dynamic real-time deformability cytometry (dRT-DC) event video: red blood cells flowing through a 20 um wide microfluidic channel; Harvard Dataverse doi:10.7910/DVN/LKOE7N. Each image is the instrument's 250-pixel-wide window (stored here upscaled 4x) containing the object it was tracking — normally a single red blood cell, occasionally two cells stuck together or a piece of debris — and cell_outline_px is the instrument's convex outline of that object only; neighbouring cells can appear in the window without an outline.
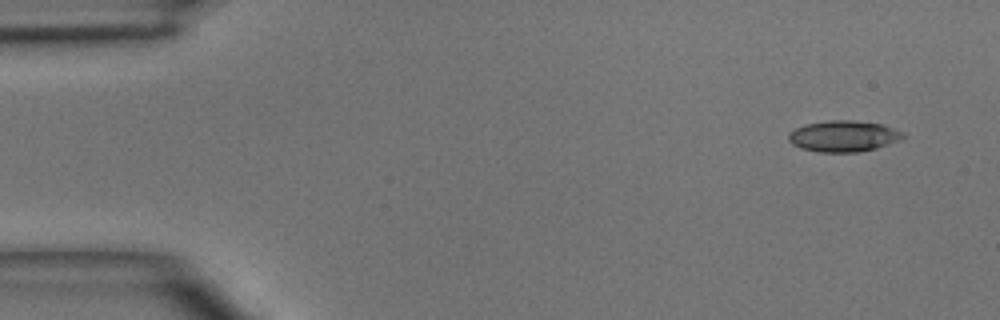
{"species": "common noctule bat (a hibernating species)", "species_latin": "Nyctalus noctula", "temperature_condition": "room temperature", "stored_images_in_passage": 3, "camera_frame_rate_fps": 3000, "um_per_image_px": 0.085, "animal": {"sex": "male", "body_mass_g": 15.6}, "frame": {"image": 1, "passage_image": 1, "time_ms": 0.0, "image_size_px": [1000, 320], "cell_outline_px": [[904, 136], [900, 140], [876, 148], [856, 152], [816, 152], [800, 148], [792, 144], [788, 140], [788, 132], [804, 124], [828, 120], [852, 120], [884, 124], [904, 132]], "centroid_in_image_um": [71.67, 11.56], "position_along_channel_um": 13.3, "area_um2": 20.98}}